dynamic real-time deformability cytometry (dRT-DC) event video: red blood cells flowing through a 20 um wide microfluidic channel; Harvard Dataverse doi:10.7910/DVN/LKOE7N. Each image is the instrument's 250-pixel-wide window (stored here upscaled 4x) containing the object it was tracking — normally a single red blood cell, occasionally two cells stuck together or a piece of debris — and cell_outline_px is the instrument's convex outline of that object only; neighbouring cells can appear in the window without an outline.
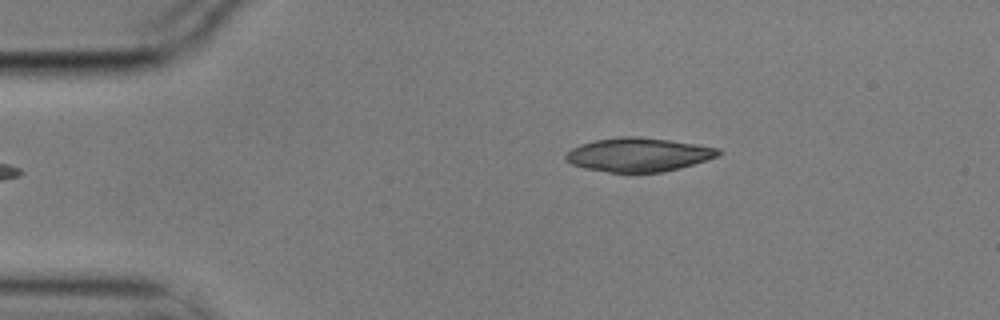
{"species": "common noctule bat (a hibernating species)", "species_latin": "Nyctalus noctula", "temperature_condition": "cold", "stored_images_in_passage": 2, "camera_frame_rate_fps": 3000, "um_per_image_px": 0.085, "animal": {"sex": "male", "body_mass_g": 17.9}, "frame": {"image": 1, "passage_image": 2, "time_ms": 0.333, "image_size_px": [1000, 320], "cell_outline_px": [[724, 152], [720, 156], [708, 160], [680, 168], [664, 172], [608, 172], [584, 168], [572, 164], [564, 156], [572, 148], [580, 144], [596, 140], [620, 136], [636, 136], [668, 140], [696, 144], [720, 148]], "centroid_in_image_um": [54.33, 13.15], "position_along_channel_um": 30.7, "area_um2": 30.11}}